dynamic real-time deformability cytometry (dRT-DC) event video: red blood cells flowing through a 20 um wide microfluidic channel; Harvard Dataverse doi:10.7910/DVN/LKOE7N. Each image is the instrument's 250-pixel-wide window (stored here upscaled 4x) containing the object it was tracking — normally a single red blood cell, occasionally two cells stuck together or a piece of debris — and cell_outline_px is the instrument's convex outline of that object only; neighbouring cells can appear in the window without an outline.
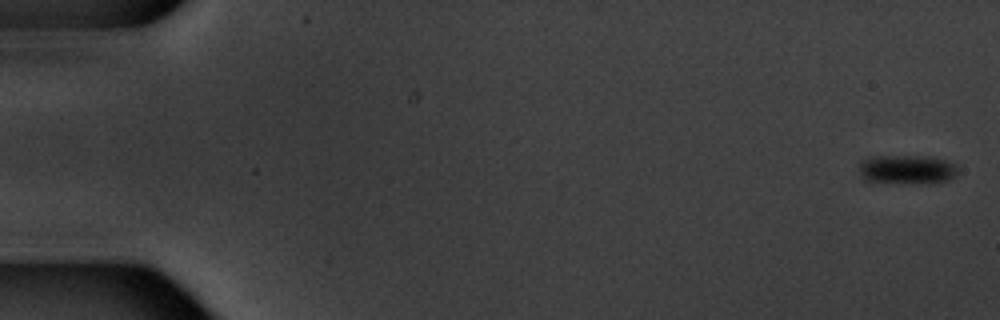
{"species": "common noctule bat (a hibernating species)", "species_latin": "Nyctalus noctula", "temperature_condition": "warm", "stored_images_in_passage": 5, "camera_frame_rate_fps": 3000, "um_per_image_px": 0.085, "animal": {"sex": "male", "body_mass_g": 20.1, "forearm_length_mm": 53.5}, "frame": {"image": 1, "passage_image": 1, "time_ms": 0.0, "image_size_px": [1000, 320], "cell_outline_px": [[956, 172], [948, 180], [932, 184], [928, 184], [868, 180], [860, 172], [860, 164], [864, 160], [872, 156], [936, 156], [956, 164]], "centroid_in_image_um": [77.17, 14.38], "position_along_channel_um": 7.8, "area_um2": 16.53}}